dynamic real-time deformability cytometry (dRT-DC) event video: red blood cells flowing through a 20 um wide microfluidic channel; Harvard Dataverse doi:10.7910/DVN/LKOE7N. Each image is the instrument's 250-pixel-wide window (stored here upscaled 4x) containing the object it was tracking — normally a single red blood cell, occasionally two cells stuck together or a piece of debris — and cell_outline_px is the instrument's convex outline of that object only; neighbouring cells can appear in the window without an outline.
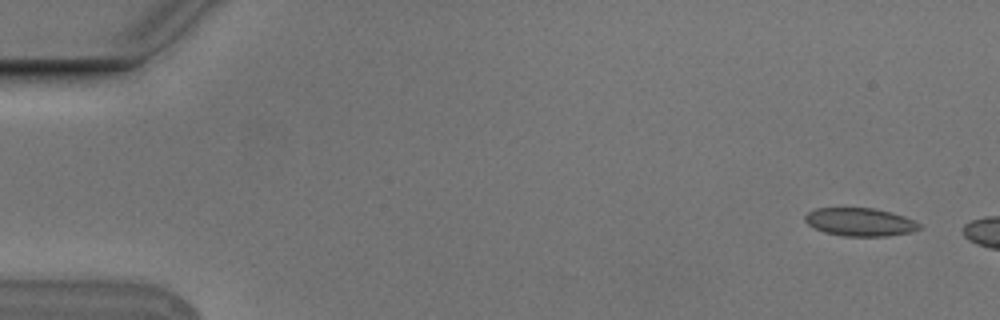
{"species": "Egyptian fruit bat (a non-hibernating species)", "species_latin": "Rousettus aegyptiacus", "temperature_condition": "cold", "stored_images_in_passage": 5, "camera_frame_rate_fps": 3000, "um_per_image_px": 0.085, "animal": {"sex": "male"}, "frame": {"image": 1, "passage_image": 1, "time_ms": 0.0, "image_size_px": [1000, 320], "cell_outline_px": [[924, 224], [920, 228], [912, 232], [888, 236], [844, 236], [824, 232], [808, 224], [804, 220], [804, 216], [808, 212], [816, 208], [872, 208], [892, 212], [904, 216]], "centroid_in_image_um": [73.14, 18.87], "position_along_channel_um": 11.9, "area_um2": 18.84}}